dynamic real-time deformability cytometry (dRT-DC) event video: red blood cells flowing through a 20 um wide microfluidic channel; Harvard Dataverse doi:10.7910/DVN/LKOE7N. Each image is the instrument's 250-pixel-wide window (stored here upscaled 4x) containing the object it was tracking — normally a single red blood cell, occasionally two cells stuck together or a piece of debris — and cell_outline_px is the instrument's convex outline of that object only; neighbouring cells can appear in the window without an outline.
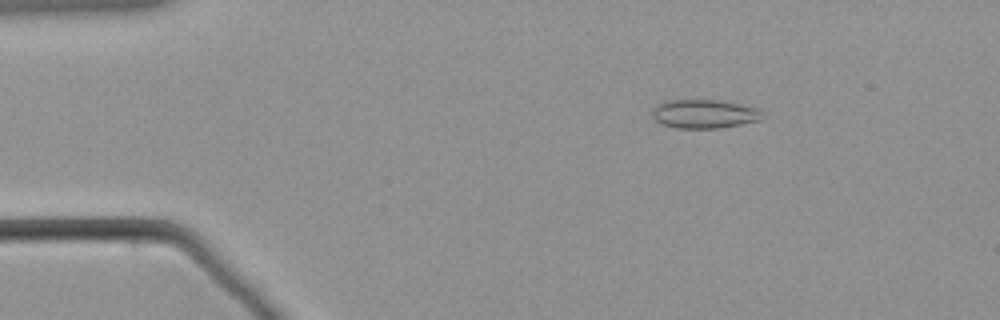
{"species": "common noctule bat (a hibernating species)", "species_latin": "Nyctalus noctula", "temperature_condition": "warm", "stored_images_in_passage": 52, "camera_frame_rate_fps": 3000, "um_per_image_px": 0.085, "animal": {"sex": "male", "body_mass_g": 21.5, "forearm_length_mm": 52.0}, "frame": {"image": 1, "passage_image": 3, "time_ms": 0.667, "image_size_px": [1000, 320], "cell_outline_px": [[764, 116], [760, 120], [720, 128], [676, 128], [660, 124], [652, 116], [652, 108], [656, 104], [664, 100], [724, 100], [756, 108], [764, 112]], "centroid_in_image_um": [59.84, 9.67], "position_along_channel_um": 25.2, "area_um2": 18.73}}
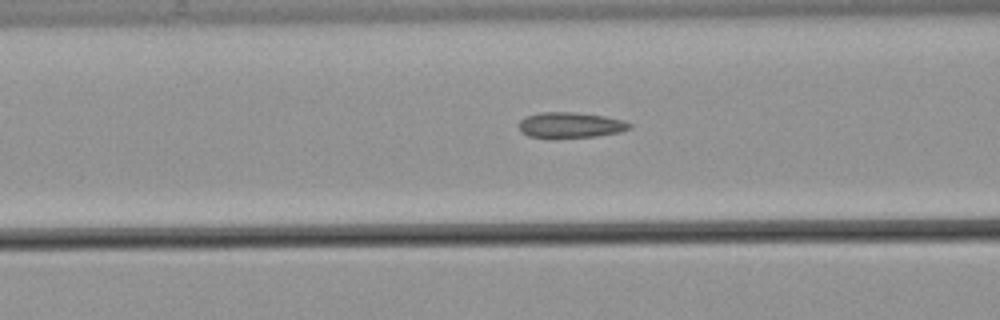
{"frame": {"image": 2, "passage_image": 17, "time_ms": 5.333, "image_size_px": [1000, 320], "cell_outline_px": [[632, 128], [620, 132], [596, 136], [552, 140], [528, 136], [520, 132], [520, 120], [524, 116], [540, 112], [572, 112], [604, 116], [624, 120], [632, 124]], "centroid_in_image_um": [48.45, 10.66], "position_along_channel_um": 118.1, "area_um2": 17.11}}
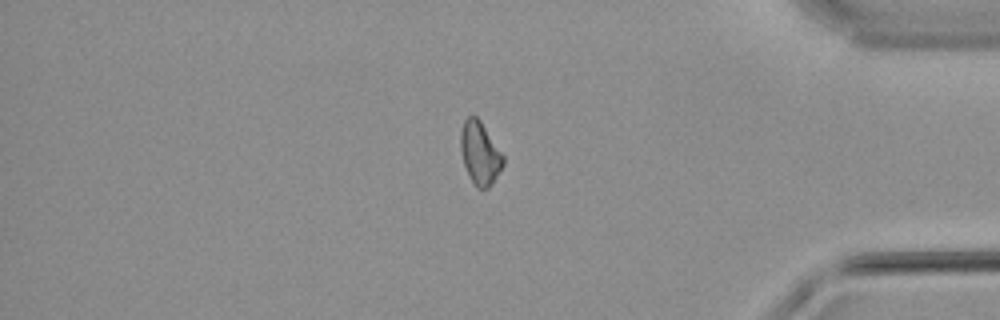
{"frame": {"image": 3, "passage_image": 43, "time_ms": 14.0, "image_size_px": [1000, 320], "cell_outline_px": [[504, 164], [492, 184], [488, 188], [476, 188], [464, 164], [460, 152], [460, 132], [464, 120], [468, 116], [476, 116], [480, 120], [504, 156]], "centroid_in_image_um": [40.79, 13.01], "position_along_channel_um": 394.4, "area_um2": 15.49}}